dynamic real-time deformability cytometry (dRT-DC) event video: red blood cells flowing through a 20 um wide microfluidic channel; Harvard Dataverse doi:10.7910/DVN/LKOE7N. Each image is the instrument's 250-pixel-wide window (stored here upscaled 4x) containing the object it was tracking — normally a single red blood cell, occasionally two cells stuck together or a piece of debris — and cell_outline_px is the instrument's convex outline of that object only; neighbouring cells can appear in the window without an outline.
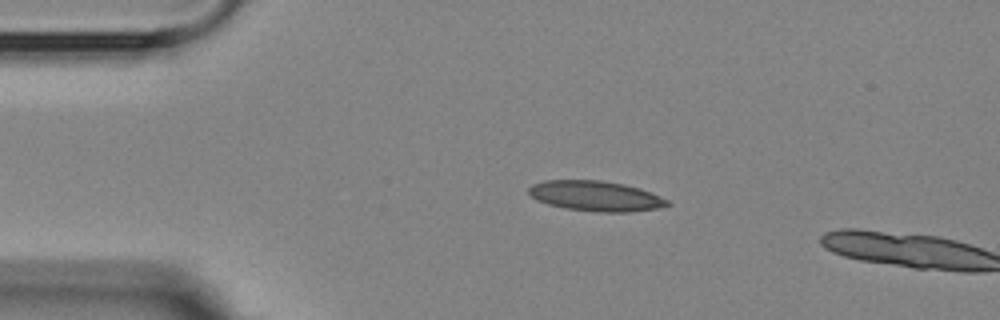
{"species": "Egyptian fruit bat (a non-hibernating species)", "species_latin": "Rousettus aegyptiacus", "temperature_condition": "room temperature", "stored_images_in_passage": 2, "camera_frame_rate_fps": 3000, "um_per_image_px": 0.085, "animal": {"sex": "female"}, "frame": {"image": 1, "passage_image": 1, "time_ms": 0.0, "image_size_px": [1000, 320], "cell_outline_px": [[672, 204], [656, 208], [628, 212], [596, 212], [564, 208], [548, 204], [536, 200], [528, 192], [528, 188], [532, 184], [544, 180], [600, 180], [624, 184], [640, 188], [668, 200]], "centroid_in_image_um": [50.6, 16.66], "position_along_channel_um": 34.4, "area_um2": 24.39}}